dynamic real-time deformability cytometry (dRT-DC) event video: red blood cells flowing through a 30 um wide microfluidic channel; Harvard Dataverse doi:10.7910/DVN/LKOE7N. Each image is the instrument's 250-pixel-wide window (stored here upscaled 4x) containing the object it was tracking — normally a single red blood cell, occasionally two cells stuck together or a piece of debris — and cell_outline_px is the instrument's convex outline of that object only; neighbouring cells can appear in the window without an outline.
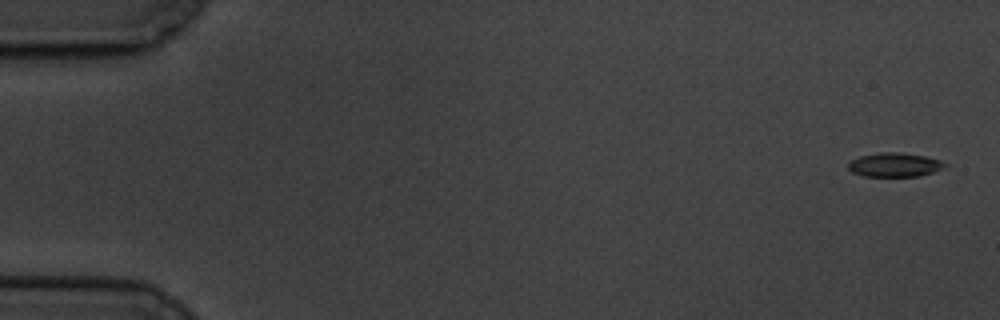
{"species": "common noctule bat (a hibernating species)", "species_latin": "Nyctalus noctula", "temperature_condition": "cold", "stored_images_in_passage": 5, "camera_frame_rate_fps": 3000, "um_per_image_px": 0.085, "animal": {"sex": "male", "body_mass_g": 19.5, "forearm_length_mm": 54.6}, "frame": {"image": 1, "passage_image": 1, "time_ms": 0.0, "image_size_px": [1000, 320], "cell_outline_px": [[948, 164], [944, 168], [920, 176], [864, 176], [852, 172], [848, 168], [848, 164], [852, 160], [860, 156], [880, 152], [900, 152], [924, 156], [940, 160]], "centroid_in_image_um": [76.05, 14.0], "position_along_channel_um": 8.9, "area_um2": 13.47}}
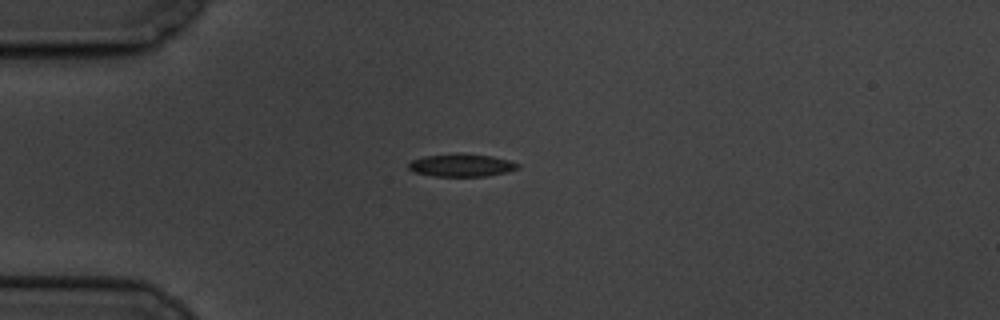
{"frame": {"image": 2, "passage_image": 5, "time_ms": 4.667, "image_size_px": [1000, 320], "cell_outline_px": [[520, 164], [516, 168], [504, 172], [488, 176], [432, 176], [416, 172], [408, 168], [408, 164], [412, 160], [424, 156], [456, 152], [492, 156], [508, 160]], "centroid_in_image_um": [39.18, 14.03], "position_along_channel_um": 45.8, "area_um2": 14.45}}